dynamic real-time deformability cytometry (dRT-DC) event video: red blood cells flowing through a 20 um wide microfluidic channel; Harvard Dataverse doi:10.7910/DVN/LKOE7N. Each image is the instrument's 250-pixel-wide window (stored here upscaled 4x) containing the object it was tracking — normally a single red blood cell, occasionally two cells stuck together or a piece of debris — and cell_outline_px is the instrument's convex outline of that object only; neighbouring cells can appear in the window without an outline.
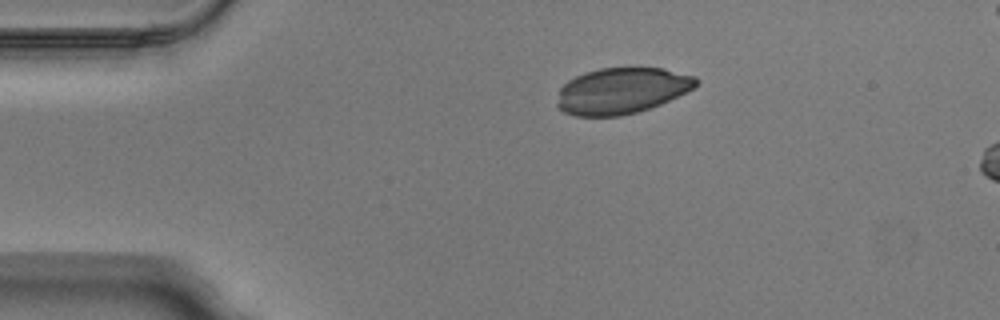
{"species": "Egyptian fruit bat (a non-hibernating species)", "species_latin": "Rousettus aegyptiacus", "temperature_condition": "warm", "stored_images_in_passage": 6, "camera_frame_rate_fps": 3000, "um_per_image_px": 0.085, "animal": {"sex": "male"}, "frame": {"image": 1, "passage_image": 1, "time_ms": 0.0, "image_size_px": [1000, 320], "cell_outline_px": [[700, 80], [692, 88], [660, 104], [636, 112], [620, 116], [576, 116], [564, 112], [556, 108], [556, 104], [560, 88], [568, 80], [576, 76], [600, 68], [636, 64], [664, 68], [696, 76]], "centroid_in_image_um": [52.83, 7.66], "position_along_channel_um": 32.2, "area_um2": 38.03}}